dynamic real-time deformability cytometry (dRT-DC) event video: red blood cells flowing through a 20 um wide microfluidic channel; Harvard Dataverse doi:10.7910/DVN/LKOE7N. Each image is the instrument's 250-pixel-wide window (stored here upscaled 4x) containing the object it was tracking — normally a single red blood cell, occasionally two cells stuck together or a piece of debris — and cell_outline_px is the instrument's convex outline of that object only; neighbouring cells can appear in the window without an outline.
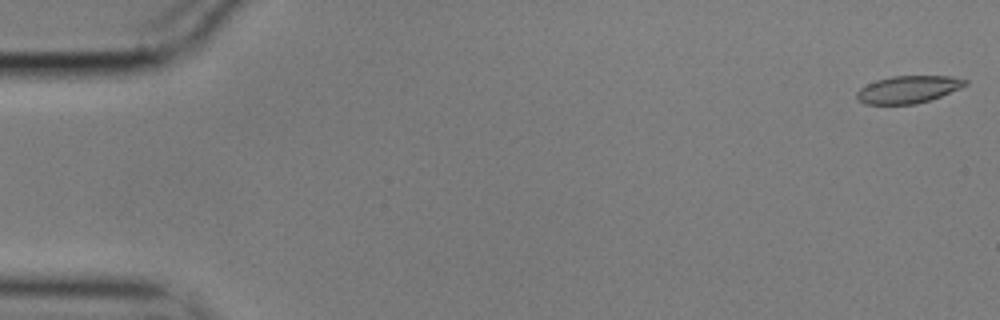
{"species": "common noctule bat (a hibernating species)", "species_latin": "Nyctalus noctula", "temperature_condition": "cold", "stored_images_in_passage": 54, "camera_frame_rate_fps": 3000, "um_per_image_px": 0.085, "animal": {"sex": "male", "body_mass_g": 17.9}, "frame": {"image": 1, "passage_image": 1, "time_ms": 0.0, "image_size_px": [1000, 320], "cell_outline_px": [[968, 84], [960, 88], [940, 96], [916, 104], [864, 104], [856, 100], [856, 92], [860, 88], [876, 80], [892, 76], [948, 76], [968, 80]], "centroid_in_image_um": [77.16, 7.6], "position_along_channel_um": 7.8, "area_um2": 17.22}}
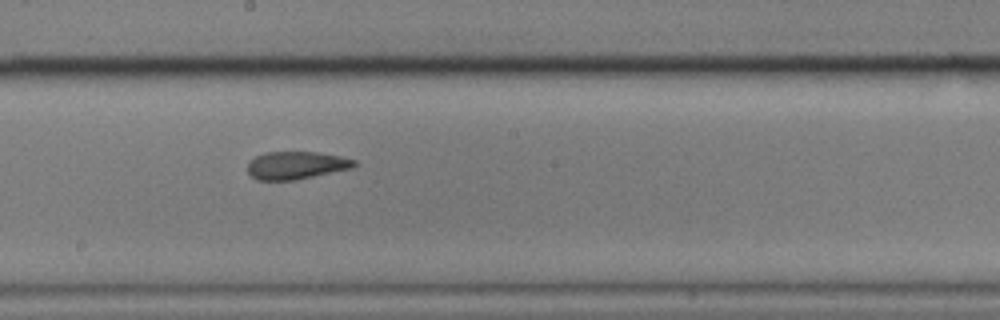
{"frame": {"image": 2, "passage_image": 31, "time_ms": 10.0, "image_size_px": [1000, 320], "cell_outline_px": [[356, 164], [352, 168], [296, 180], [256, 180], [248, 172], [248, 160], [264, 152], [316, 152], [340, 156], [356, 160]], "centroid_in_image_um": [25.15, 14.05], "position_along_channel_um": 223.0, "area_um2": 17.28}}
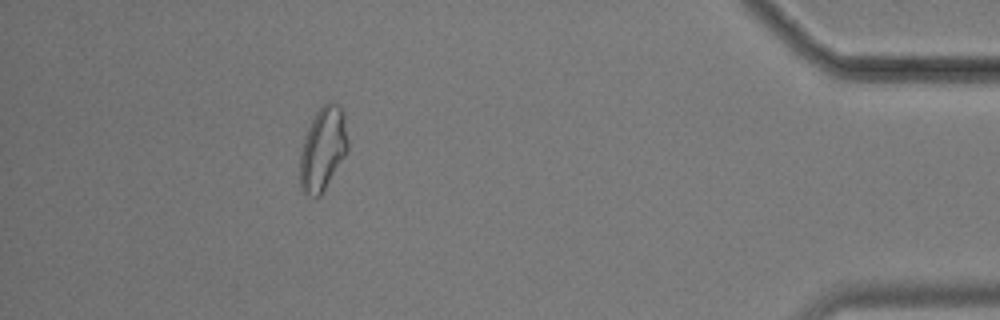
{"frame": {"image": 3, "passage_image": 51, "time_ms": 16.667, "image_size_px": [1000, 320], "cell_outline_px": [[348, 152], [320, 196], [308, 196], [300, 188], [300, 152], [308, 128], [316, 112], [328, 100], [332, 100], [344, 112], [348, 140]], "centroid_in_image_um": [27.46, 12.65], "position_along_channel_um": 407.7, "area_um2": 23.35}, "authors_computed_cell_mechanics": {"area_um2": 18.3804, "velocity_mm_per_s": 3.5295, "shape_relaxation_time_tau1_ms": null, "shape_relaxation_time_tau2_ms": 2.3637, "deformation_change_tau1": null, "deformation_change_tau2": 0.0769}}